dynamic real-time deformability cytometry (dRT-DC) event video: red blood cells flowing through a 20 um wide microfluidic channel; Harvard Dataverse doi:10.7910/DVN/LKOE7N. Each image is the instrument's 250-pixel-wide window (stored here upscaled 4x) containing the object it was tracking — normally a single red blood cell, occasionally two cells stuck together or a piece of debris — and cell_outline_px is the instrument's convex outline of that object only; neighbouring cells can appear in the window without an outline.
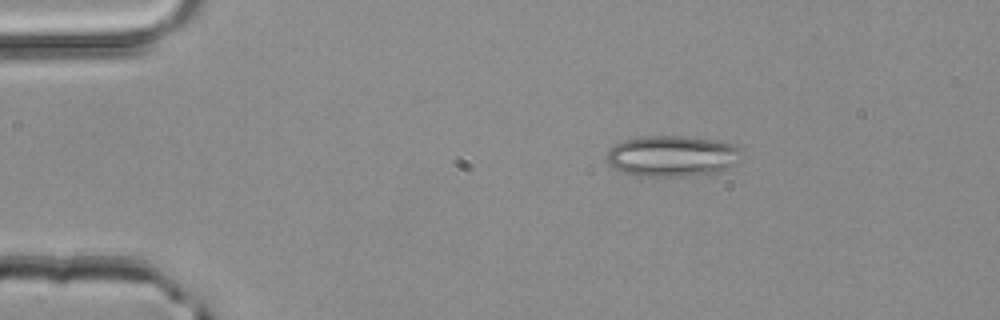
{"species": "common noctule bat (a hibernating species)", "species_latin": "Nyctalus noctula", "temperature_condition": "room temperature", "stored_images_in_passage": 2, "camera_frame_rate_fps": 3000, "um_per_image_px": 0.085, "animal": {"sex": "male", "body_mass_g": 20.4}, "frame": {"image": 1, "passage_image": 1, "time_ms": 0.0, "image_size_px": [1000, 320], "cell_outline_px": [[740, 160], [736, 164], [720, 172], [688, 176], [640, 176], [624, 172], [612, 168], [608, 164], [608, 152], [616, 144], [624, 140], [648, 136], [688, 136], [716, 140], [736, 144], [740, 148]], "centroid_in_image_um": [57.2, 13.27], "position_along_channel_um": 27.8, "area_um2": 32.37}}